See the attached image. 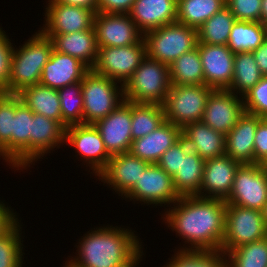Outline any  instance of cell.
I'll use <instances>...</instances> for the list:
<instances>
[{"label": "cell", "mask_w": 267, "mask_h": 267, "mask_svg": "<svg viewBox=\"0 0 267 267\" xmlns=\"http://www.w3.org/2000/svg\"><path fill=\"white\" fill-rule=\"evenodd\" d=\"M172 206L166 208L161 218L166 227L185 240V244L178 248L221 249L225 233V200L184 196Z\"/></svg>", "instance_id": "1"}, {"label": "cell", "mask_w": 267, "mask_h": 267, "mask_svg": "<svg viewBox=\"0 0 267 267\" xmlns=\"http://www.w3.org/2000/svg\"><path fill=\"white\" fill-rule=\"evenodd\" d=\"M75 245L76 256L68 261L76 267H117L141 243L136 231L113 226L92 228Z\"/></svg>", "instance_id": "2"}, {"label": "cell", "mask_w": 267, "mask_h": 267, "mask_svg": "<svg viewBox=\"0 0 267 267\" xmlns=\"http://www.w3.org/2000/svg\"><path fill=\"white\" fill-rule=\"evenodd\" d=\"M53 51L52 40L39 30L24 44L14 47L9 79V94L40 82L42 71Z\"/></svg>", "instance_id": "3"}, {"label": "cell", "mask_w": 267, "mask_h": 267, "mask_svg": "<svg viewBox=\"0 0 267 267\" xmlns=\"http://www.w3.org/2000/svg\"><path fill=\"white\" fill-rule=\"evenodd\" d=\"M170 87L169 65L146 56L123 85L124 99L163 105Z\"/></svg>", "instance_id": "4"}, {"label": "cell", "mask_w": 267, "mask_h": 267, "mask_svg": "<svg viewBox=\"0 0 267 267\" xmlns=\"http://www.w3.org/2000/svg\"><path fill=\"white\" fill-rule=\"evenodd\" d=\"M147 56L170 65L184 53L196 48L197 30L179 22H173L144 34Z\"/></svg>", "instance_id": "5"}, {"label": "cell", "mask_w": 267, "mask_h": 267, "mask_svg": "<svg viewBox=\"0 0 267 267\" xmlns=\"http://www.w3.org/2000/svg\"><path fill=\"white\" fill-rule=\"evenodd\" d=\"M81 83L84 124H94L105 118L125 101L123 84L92 70L84 76Z\"/></svg>", "instance_id": "6"}, {"label": "cell", "mask_w": 267, "mask_h": 267, "mask_svg": "<svg viewBox=\"0 0 267 267\" xmlns=\"http://www.w3.org/2000/svg\"><path fill=\"white\" fill-rule=\"evenodd\" d=\"M213 90L206 85H171L163 104L165 120L181 129L201 121Z\"/></svg>", "instance_id": "7"}, {"label": "cell", "mask_w": 267, "mask_h": 267, "mask_svg": "<svg viewBox=\"0 0 267 267\" xmlns=\"http://www.w3.org/2000/svg\"><path fill=\"white\" fill-rule=\"evenodd\" d=\"M267 237L262 211L226 204L225 233L221 250L225 253L246 243Z\"/></svg>", "instance_id": "8"}, {"label": "cell", "mask_w": 267, "mask_h": 267, "mask_svg": "<svg viewBox=\"0 0 267 267\" xmlns=\"http://www.w3.org/2000/svg\"><path fill=\"white\" fill-rule=\"evenodd\" d=\"M126 201H138L142 205L163 206L174 204L180 196L175 190L173 178L165 172L157 163L149 164L142 172L139 181L122 197ZM166 205V207H165Z\"/></svg>", "instance_id": "9"}, {"label": "cell", "mask_w": 267, "mask_h": 267, "mask_svg": "<svg viewBox=\"0 0 267 267\" xmlns=\"http://www.w3.org/2000/svg\"><path fill=\"white\" fill-rule=\"evenodd\" d=\"M146 56L144 39L123 47H98L97 60L91 70L124 85Z\"/></svg>", "instance_id": "10"}, {"label": "cell", "mask_w": 267, "mask_h": 267, "mask_svg": "<svg viewBox=\"0 0 267 267\" xmlns=\"http://www.w3.org/2000/svg\"><path fill=\"white\" fill-rule=\"evenodd\" d=\"M225 202L262 211L267 202V171L259 163L240 165Z\"/></svg>", "instance_id": "11"}, {"label": "cell", "mask_w": 267, "mask_h": 267, "mask_svg": "<svg viewBox=\"0 0 267 267\" xmlns=\"http://www.w3.org/2000/svg\"><path fill=\"white\" fill-rule=\"evenodd\" d=\"M65 143L75 147V153L80 156L92 175L97 176L112 157L106 150L99 131L93 124L71 125L65 129Z\"/></svg>", "instance_id": "12"}, {"label": "cell", "mask_w": 267, "mask_h": 267, "mask_svg": "<svg viewBox=\"0 0 267 267\" xmlns=\"http://www.w3.org/2000/svg\"><path fill=\"white\" fill-rule=\"evenodd\" d=\"M93 28L98 47H123L144 39L129 14L97 12Z\"/></svg>", "instance_id": "13"}, {"label": "cell", "mask_w": 267, "mask_h": 267, "mask_svg": "<svg viewBox=\"0 0 267 267\" xmlns=\"http://www.w3.org/2000/svg\"><path fill=\"white\" fill-rule=\"evenodd\" d=\"M227 89L209 95L202 121L215 131L227 135L245 113L243 97Z\"/></svg>", "instance_id": "14"}, {"label": "cell", "mask_w": 267, "mask_h": 267, "mask_svg": "<svg viewBox=\"0 0 267 267\" xmlns=\"http://www.w3.org/2000/svg\"><path fill=\"white\" fill-rule=\"evenodd\" d=\"M42 34H68L93 27L95 13L79 6H68L48 0L45 6Z\"/></svg>", "instance_id": "15"}, {"label": "cell", "mask_w": 267, "mask_h": 267, "mask_svg": "<svg viewBox=\"0 0 267 267\" xmlns=\"http://www.w3.org/2000/svg\"><path fill=\"white\" fill-rule=\"evenodd\" d=\"M131 119V102L124 101L108 116L93 124L111 156L129 153L133 141Z\"/></svg>", "instance_id": "16"}, {"label": "cell", "mask_w": 267, "mask_h": 267, "mask_svg": "<svg viewBox=\"0 0 267 267\" xmlns=\"http://www.w3.org/2000/svg\"><path fill=\"white\" fill-rule=\"evenodd\" d=\"M204 82L214 90L228 89L233 79L234 55L227 45L197 43Z\"/></svg>", "instance_id": "17"}, {"label": "cell", "mask_w": 267, "mask_h": 267, "mask_svg": "<svg viewBox=\"0 0 267 267\" xmlns=\"http://www.w3.org/2000/svg\"><path fill=\"white\" fill-rule=\"evenodd\" d=\"M149 164L130 153L113 155L96 178L123 197L139 181Z\"/></svg>", "instance_id": "18"}, {"label": "cell", "mask_w": 267, "mask_h": 267, "mask_svg": "<svg viewBox=\"0 0 267 267\" xmlns=\"http://www.w3.org/2000/svg\"><path fill=\"white\" fill-rule=\"evenodd\" d=\"M240 165L226 154L205 159L203 181L197 196L226 200L231 193L235 173Z\"/></svg>", "instance_id": "19"}, {"label": "cell", "mask_w": 267, "mask_h": 267, "mask_svg": "<svg viewBox=\"0 0 267 267\" xmlns=\"http://www.w3.org/2000/svg\"><path fill=\"white\" fill-rule=\"evenodd\" d=\"M34 113L16 94V112L11 135V168L27 171L32 165V117Z\"/></svg>", "instance_id": "20"}, {"label": "cell", "mask_w": 267, "mask_h": 267, "mask_svg": "<svg viewBox=\"0 0 267 267\" xmlns=\"http://www.w3.org/2000/svg\"><path fill=\"white\" fill-rule=\"evenodd\" d=\"M89 71L90 69L77 58L53 49L39 83L58 90L82 81Z\"/></svg>", "instance_id": "21"}, {"label": "cell", "mask_w": 267, "mask_h": 267, "mask_svg": "<svg viewBox=\"0 0 267 267\" xmlns=\"http://www.w3.org/2000/svg\"><path fill=\"white\" fill-rule=\"evenodd\" d=\"M263 118L245 112L225 135L226 152L230 158L242 164H254V139L258 123Z\"/></svg>", "instance_id": "22"}, {"label": "cell", "mask_w": 267, "mask_h": 267, "mask_svg": "<svg viewBox=\"0 0 267 267\" xmlns=\"http://www.w3.org/2000/svg\"><path fill=\"white\" fill-rule=\"evenodd\" d=\"M181 137L182 129L165 120L150 134L133 140L129 153L150 164H156L164 152Z\"/></svg>", "instance_id": "23"}, {"label": "cell", "mask_w": 267, "mask_h": 267, "mask_svg": "<svg viewBox=\"0 0 267 267\" xmlns=\"http://www.w3.org/2000/svg\"><path fill=\"white\" fill-rule=\"evenodd\" d=\"M129 15L145 34L177 21V0H135Z\"/></svg>", "instance_id": "24"}, {"label": "cell", "mask_w": 267, "mask_h": 267, "mask_svg": "<svg viewBox=\"0 0 267 267\" xmlns=\"http://www.w3.org/2000/svg\"><path fill=\"white\" fill-rule=\"evenodd\" d=\"M50 38L57 52L77 58L90 70L94 67L98 45L94 28L68 34H43Z\"/></svg>", "instance_id": "25"}, {"label": "cell", "mask_w": 267, "mask_h": 267, "mask_svg": "<svg viewBox=\"0 0 267 267\" xmlns=\"http://www.w3.org/2000/svg\"><path fill=\"white\" fill-rule=\"evenodd\" d=\"M182 137L190 150L196 152L203 159L225 155V135L215 131L202 120L186 125L182 129Z\"/></svg>", "instance_id": "26"}, {"label": "cell", "mask_w": 267, "mask_h": 267, "mask_svg": "<svg viewBox=\"0 0 267 267\" xmlns=\"http://www.w3.org/2000/svg\"><path fill=\"white\" fill-rule=\"evenodd\" d=\"M65 144V128L53 119L34 113L32 117V164L52 149Z\"/></svg>", "instance_id": "27"}, {"label": "cell", "mask_w": 267, "mask_h": 267, "mask_svg": "<svg viewBox=\"0 0 267 267\" xmlns=\"http://www.w3.org/2000/svg\"><path fill=\"white\" fill-rule=\"evenodd\" d=\"M17 95L33 113L58 121L62 125L61 103L57 89L38 83L25 87Z\"/></svg>", "instance_id": "28"}, {"label": "cell", "mask_w": 267, "mask_h": 267, "mask_svg": "<svg viewBox=\"0 0 267 267\" xmlns=\"http://www.w3.org/2000/svg\"><path fill=\"white\" fill-rule=\"evenodd\" d=\"M205 159L189 150L181 155L180 169L175 173L173 184L180 197L197 196L203 181Z\"/></svg>", "instance_id": "29"}, {"label": "cell", "mask_w": 267, "mask_h": 267, "mask_svg": "<svg viewBox=\"0 0 267 267\" xmlns=\"http://www.w3.org/2000/svg\"><path fill=\"white\" fill-rule=\"evenodd\" d=\"M267 38V26L261 22L236 20L227 42V47L233 52H253Z\"/></svg>", "instance_id": "30"}, {"label": "cell", "mask_w": 267, "mask_h": 267, "mask_svg": "<svg viewBox=\"0 0 267 267\" xmlns=\"http://www.w3.org/2000/svg\"><path fill=\"white\" fill-rule=\"evenodd\" d=\"M263 77L252 52L235 53L233 79L227 90L243 97Z\"/></svg>", "instance_id": "31"}, {"label": "cell", "mask_w": 267, "mask_h": 267, "mask_svg": "<svg viewBox=\"0 0 267 267\" xmlns=\"http://www.w3.org/2000/svg\"><path fill=\"white\" fill-rule=\"evenodd\" d=\"M225 6V0H177V22L197 30Z\"/></svg>", "instance_id": "32"}, {"label": "cell", "mask_w": 267, "mask_h": 267, "mask_svg": "<svg viewBox=\"0 0 267 267\" xmlns=\"http://www.w3.org/2000/svg\"><path fill=\"white\" fill-rule=\"evenodd\" d=\"M171 85H205L198 48L184 53L169 65Z\"/></svg>", "instance_id": "33"}, {"label": "cell", "mask_w": 267, "mask_h": 267, "mask_svg": "<svg viewBox=\"0 0 267 267\" xmlns=\"http://www.w3.org/2000/svg\"><path fill=\"white\" fill-rule=\"evenodd\" d=\"M176 251V252H175ZM163 267H227V255L220 250L175 249Z\"/></svg>", "instance_id": "34"}, {"label": "cell", "mask_w": 267, "mask_h": 267, "mask_svg": "<svg viewBox=\"0 0 267 267\" xmlns=\"http://www.w3.org/2000/svg\"><path fill=\"white\" fill-rule=\"evenodd\" d=\"M235 21V16L225 6L197 29L198 42L209 45H227Z\"/></svg>", "instance_id": "35"}, {"label": "cell", "mask_w": 267, "mask_h": 267, "mask_svg": "<svg viewBox=\"0 0 267 267\" xmlns=\"http://www.w3.org/2000/svg\"><path fill=\"white\" fill-rule=\"evenodd\" d=\"M131 118V135L136 140L150 134L165 121L163 105L131 102Z\"/></svg>", "instance_id": "36"}, {"label": "cell", "mask_w": 267, "mask_h": 267, "mask_svg": "<svg viewBox=\"0 0 267 267\" xmlns=\"http://www.w3.org/2000/svg\"><path fill=\"white\" fill-rule=\"evenodd\" d=\"M61 103L62 126L84 124L82 83L77 82L58 89Z\"/></svg>", "instance_id": "37"}, {"label": "cell", "mask_w": 267, "mask_h": 267, "mask_svg": "<svg viewBox=\"0 0 267 267\" xmlns=\"http://www.w3.org/2000/svg\"><path fill=\"white\" fill-rule=\"evenodd\" d=\"M227 267H267V237L226 253Z\"/></svg>", "instance_id": "38"}, {"label": "cell", "mask_w": 267, "mask_h": 267, "mask_svg": "<svg viewBox=\"0 0 267 267\" xmlns=\"http://www.w3.org/2000/svg\"><path fill=\"white\" fill-rule=\"evenodd\" d=\"M21 220L0 236V267H23L24 250ZM23 237V238H22ZM22 240V241H21Z\"/></svg>", "instance_id": "39"}, {"label": "cell", "mask_w": 267, "mask_h": 267, "mask_svg": "<svg viewBox=\"0 0 267 267\" xmlns=\"http://www.w3.org/2000/svg\"><path fill=\"white\" fill-rule=\"evenodd\" d=\"M16 112V94L0 92V156L11 167V135Z\"/></svg>", "instance_id": "40"}, {"label": "cell", "mask_w": 267, "mask_h": 267, "mask_svg": "<svg viewBox=\"0 0 267 267\" xmlns=\"http://www.w3.org/2000/svg\"><path fill=\"white\" fill-rule=\"evenodd\" d=\"M245 112L264 118L267 116V76H264L243 96Z\"/></svg>", "instance_id": "41"}, {"label": "cell", "mask_w": 267, "mask_h": 267, "mask_svg": "<svg viewBox=\"0 0 267 267\" xmlns=\"http://www.w3.org/2000/svg\"><path fill=\"white\" fill-rule=\"evenodd\" d=\"M13 45L3 27H0V92L8 94Z\"/></svg>", "instance_id": "42"}, {"label": "cell", "mask_w": 267, "mask_h": 267, "mask_svg": "<svg viewBox=\"0 0 267 267\" xmlns=\"http://www.w3.org/2000/svg\"><path fill=\"white\" fill-rule=\"evenodd\" d=\"M190 150L187 142L181 137L174 145L168 148L160 157L157 164L170 176H174L180 169L181 155H186Z\"/></svg>", "instance_id": "43"}, {"label": "cell", "mask_w": 267, "mask_h": 267, "mask_svg": "<svg viewBox=\"0 0 267 267\" xmlns=\"http://www.w3.org/2000/svg\"><path fill=\"white\" fill-rule=\"evenodd\" d=\"M262 0H230L226 6L236 20L260 22Z\"/></svg>", "instance_id": "44"}, {"label": "cell", "mask_w": 267, "mask_h": 267, "mask_svg": "<svg viewBox=\"0 0 267 267\" xmlns=\"http://www.w3.org/2000/svg\"><path fill=\"white\" fill-rule=\"evenodd\" d=\"M267 156V122L258 123L254 139V164L260 163Z\"/></svg>", "instance_id": "45"}, {"label": "cell", "mask_w": 267, "mask_h": 267, "mask_svg": "<svg viewBox=\"0 0 267 267\" xmlns=\"http://www.w3.org/2000/svg\"><path fill=\"white\" fill-rule=\"evenodd\" d=\"M135 0H98V12L129 14Z\"/></svg>", "instance_id": "46"}, {"label": "cell", "mask_w": 267, "mask_h": 267, "mask_svg": "<svg viewBox=\"0 0 267 267\" xmlns=\"http://www.w3.org/2000/svg\"><path fill=\"white\" fill-rule=\"evenodd\" d=\"M5 200H0V236L5 234L19 219Z\"/></svg>", "instance_id": "47"}, {"label": "cell", "mask_w": 267, "mask_h": 267, "mask_svg": "<svg viewBox=\"0 0 267 267\" xmlns=\"http://www.w3.org/2000/svg\"><path fill=\"white\" fill-rule=\"evenodd\" d=\"M252 53L261 73L267 76V38Z\"/></svg>", "instance_id": "48"}, {"label": "cell", "mask_w": 267, "mask_h": 267, "mask_svg": "<svg viewBox=\"0 0 267 267\" xmlns=\"http://www.w3.org/2000/svg\"><path fill=\"white\" fill-rule=\"evenodd\" d=\"M143 248L141 243L129 256L121 260L117 267H138L144 255Z\"/></svg>", "instance_id": "49"}, {"label": "cell", "mask_w": 267, "mask_h": 267, "mask_svg": "<svg viewBox=\"0 0 267 267\" xmlns=\"http://www.w3.org/2000/svg\"><path fill=\"white\" fill-rule=\"evenodd\" d=\"M68 6H79L92 10L95 14L98 12V0H51Z\"/></svg>", "instance_id": "50"}, {"label": "cell", "mask_w": 267, "mask_h": 267, "mask_svg": "<svg viewBox=\"0 0 267 267\" xmlns=\"http://www.w3.org/2000/svg\"><path fill=\"white\" fill-rule=\"evenodd\" d=\"M260 22L267 26V0H262Z\"/></svg>", "instance_id": "51"}, {"label": "cell", "mask_w": 267, "mask_h": 267, "mask_svg": "<svg viewBox=\"0 0 267 267\" xmlns=\"http://www.w3.org/2000/svg\"><path fill=\"white\" fill-rule=\"evenodd\" d=\"M262 215H263V219H264L266 226H267V202L265 203L264 208L262 210Z\"/></svg>", "instance_id": "52"}, {"label": "cell", "mask_w": 267, "mask_h": 267, "mask_svg": "<svg viewBox=\"0 0 267 267\" xmlns=\"http://www.w3.org/2000/svg\"><path fill=\"white\" fill-rule=\"evenodd\" d=\"M259 164L263 170L267 171V156Z\"/></svg>", "instance_id": "53"}, {"label": "cell", "mask_w": 267, "mask_h": 267, "mask_svg": "<svg viewBox=\"0 0 267 267\" xmlns=\"http://www.w3.org/2000/svg\"><path fill=\"white\" fill-rule=\"evenodd\" d=\"M64 264L65 265L63 267H76V266L72 265L68 260H66Z\"/></svg>", "instance_id": "54"}]
</instances>
